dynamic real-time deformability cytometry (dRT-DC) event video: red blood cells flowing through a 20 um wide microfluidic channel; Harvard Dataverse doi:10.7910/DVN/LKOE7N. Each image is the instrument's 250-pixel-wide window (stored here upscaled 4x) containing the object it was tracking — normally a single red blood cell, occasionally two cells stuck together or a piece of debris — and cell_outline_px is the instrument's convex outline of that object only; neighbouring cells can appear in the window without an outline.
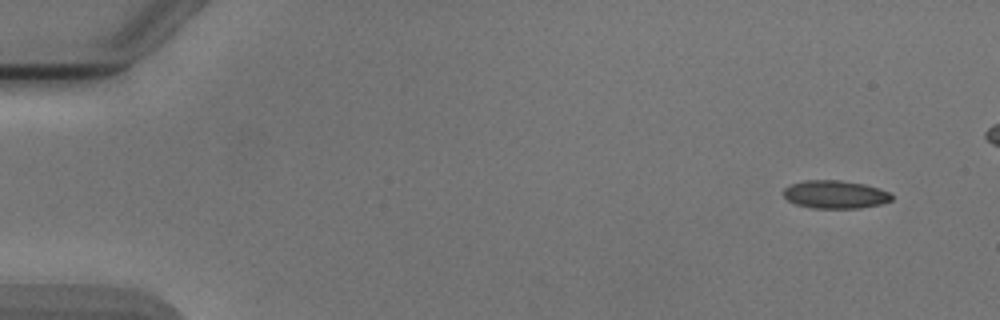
{"species": "Egyptian fruit bat (a non-hibernating species)", "species_latin": "Rousettus aegyptiacus", "temperature_condition": "cold", "stored_images_in_passage": 4, "segment_of_instrument_passage": [2, 2], "camera_frame_rate_fps": 3000, "um_per_image_px": 0.085, "animal": {"sex": "male"}, "frame": {"image": 1, "passage_image": 4, "time_ms": 3.667, "image_size_px": [1000, 320], "cell_outline_px": [[892, 200], [880, 204], [860, 208], [812, 208], [796, 204], [788, 200], [780, 192], [788, 184], [804, 180], [840, 180], [864, 184], [880, 188], [888, 192], [892, 196]], "centroid_in_image_um": [70.94, 16.52], "position_along_channel_um": 14.1, "area_um2": 17.86}}